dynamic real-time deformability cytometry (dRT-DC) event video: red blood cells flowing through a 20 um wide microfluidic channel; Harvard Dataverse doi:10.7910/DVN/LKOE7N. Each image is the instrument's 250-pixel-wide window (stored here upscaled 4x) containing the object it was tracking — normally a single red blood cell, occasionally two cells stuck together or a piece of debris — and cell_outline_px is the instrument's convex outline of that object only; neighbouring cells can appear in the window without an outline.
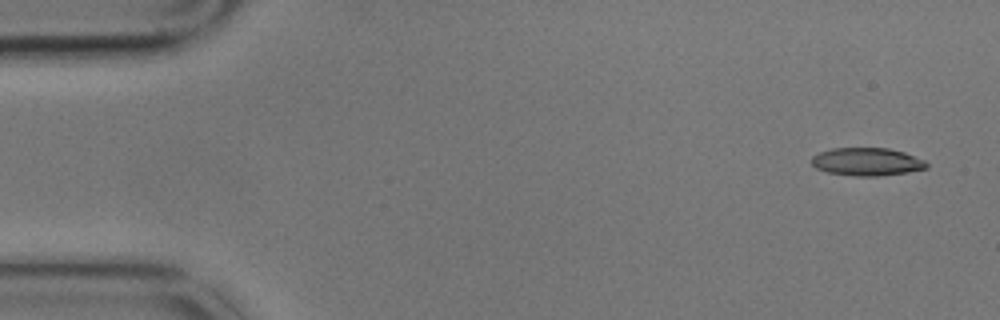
{"species": "common noctule bat (a hibernating species)", "species_latin": "Nyctalus noctula", "temperature_condition": "cold", "stored_images_in_passage": 5, "camera_frame_rate_fps": 3000, "um_per_image_px": 0.085, "animal": {"sex": "male", "body_mass_g": 17.9}, "frame": {"image": 1, "passage_image": 1, "time_ms": 0.0, "image_size_px": [1000, 320], "cell_outline_px": [[928, 168], [908, 172], [876, 176], [856, 176], [828, 172], [816, 168], [812, 164], [812, 156], [820, 152], [832, 148], [888, 148], [904, 152], [924, 160], [928, 164]], "centroid_in_image_um": [73.7, 13.74], "position_along_channel_um": 11.3, "area_um2": 18.61}}
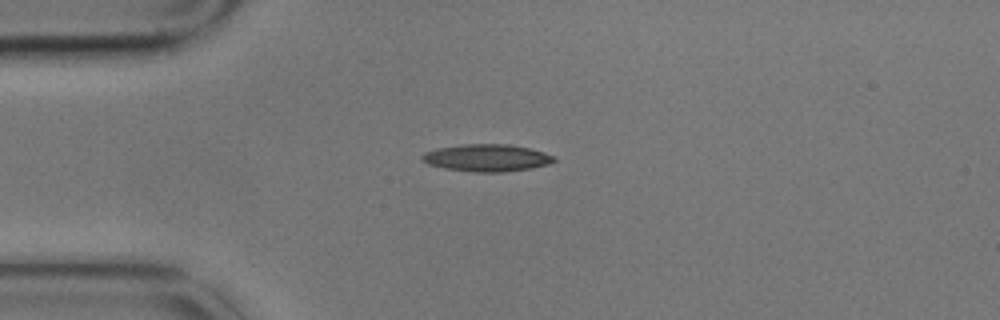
{"frame": {"image": 2, "passage_image": 4, "time_ms": 1.0, "image_size_px": [1000, 320], "cell_outline_px": [[556, 160], [548, 164], [532, 168], [504, 172], [472, 172], [444, 168], [428, 164], [420, 160], [420, 156], [424, 152], [436, 148], [464, 144], [508, 144], [528, 148], [544, 152], [556, 156]], "centroid_in_image_um": [41.36, 13.42], "position_along_channel_um": 43.6, "area_um2": 21.1}}